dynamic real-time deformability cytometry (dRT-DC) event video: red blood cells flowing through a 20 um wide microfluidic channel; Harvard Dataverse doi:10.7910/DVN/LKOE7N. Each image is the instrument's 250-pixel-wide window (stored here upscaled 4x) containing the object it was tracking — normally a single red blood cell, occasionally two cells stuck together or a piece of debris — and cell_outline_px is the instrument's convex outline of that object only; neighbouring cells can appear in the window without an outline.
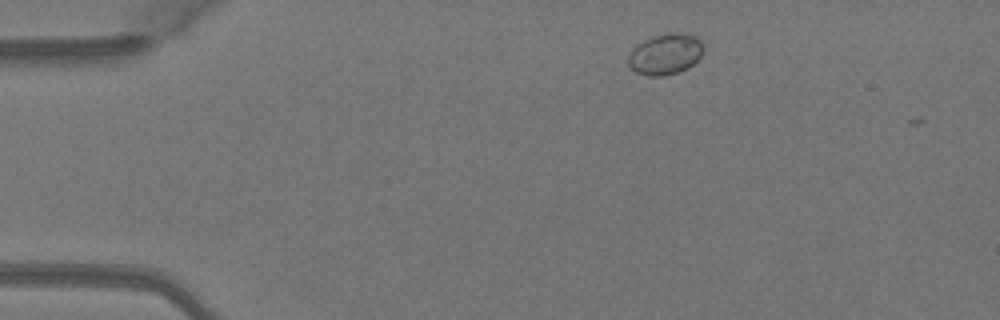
{"species": "Egyptian fruit bat (a non-hibernating species)", "species_latin": "Rousettus aegyptiacus", "temperature_condition": "warm", "stored_images_in_passage": 4, "camera_frame_rate_fps": 3000, "um_per_image_px": 0.085, "animal": {"sex": "female"}, "frame": {"image": 1, "passage_image": 1, "time_ms": 0.0, "image_size_px": [1000, 320], "cell_outline_px": [[704, 48], [700, 56], [688, 68], [664, 76], [648, 76], [636, 72], [628, 64], [628, 56], [632, 48], [644, 40], [652, 36], [668, 32], [676, 32], [696, 36], [700, 40]], "centroid_in_image_um": [56.54, 4.59], "position_along_channel_um": 28.5, "area_um2": 17.92}}
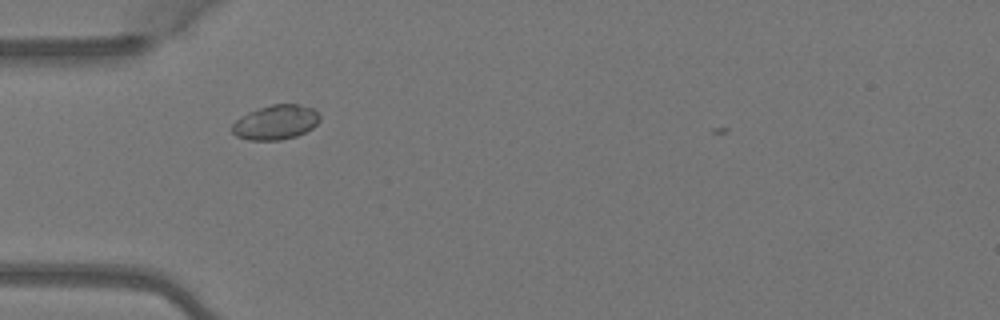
{"frame": {"image": 2, "passage_image": 3, "time_ms": 0.667, "image_size_px": [1000, 320], "cell_outline_px": [[320, 120], [312, 128], [296, 136], [280, 140], [248, 140], [236, 136], [232, 132], [232, 124], [240, 116], [248, 112], [272, 104], [300, 104], [312, 108], [320, 116]], "centroid_in_image_um": [23.42, 10.4], "position_along_channel_um": 61.6, "area_um2": 17.63}}
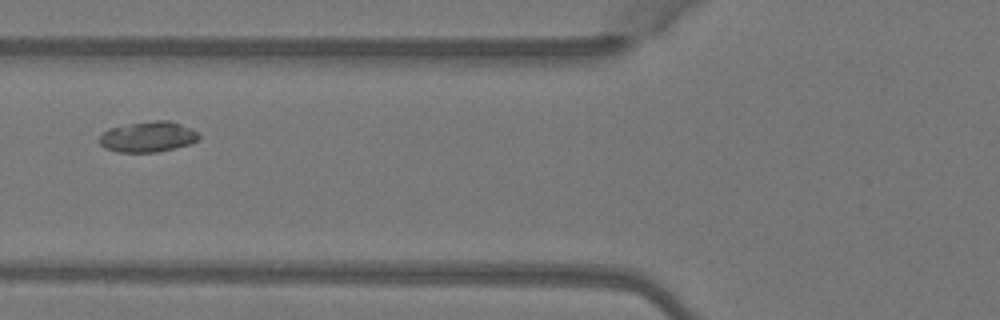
{"frame": {"image": 3, "passage_image": 4, "time_ms": 1.0, "image_size_px": [1000, 320], "cell_outline_px": [[200, 136], [196, 140], [188, 144], [156, 152], [116, 152], [104, 148], [96, 140], [108, 128], [128, 124], [156, 120], [168, 120], [192, 128]], "centroid_in_image_um": [12.51, 11.62], "position_along_channel_um": 113.3, "area_um2": 17.63}}